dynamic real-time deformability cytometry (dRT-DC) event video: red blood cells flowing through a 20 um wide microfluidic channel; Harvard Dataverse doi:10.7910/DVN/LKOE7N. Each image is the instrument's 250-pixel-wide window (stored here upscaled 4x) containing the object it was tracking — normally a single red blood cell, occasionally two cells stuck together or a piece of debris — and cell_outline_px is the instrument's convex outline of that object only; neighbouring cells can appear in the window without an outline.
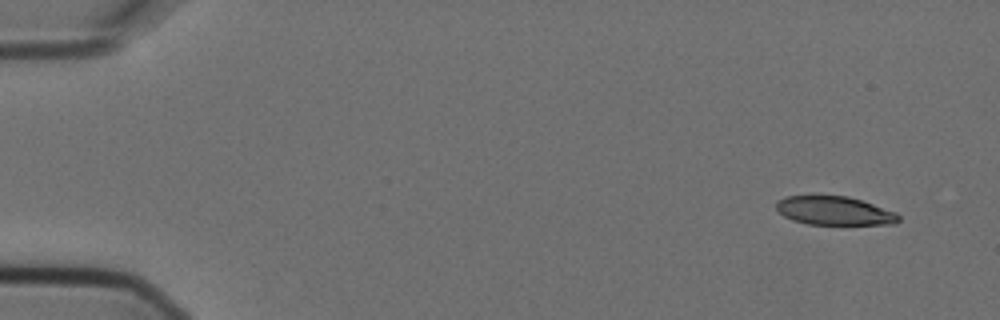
{"species": "Egyptian fruit bat (a non-hibernating species)", "species_latin": "Rousettus aegyptiacus", "temperature_condition": "cold", "stored_images_in_passage": 6, "camera_frame_rate_fps": 3000, "um_per_image_px": 0.085, "animal": {"sex": "female"}, "frame": {"image": 1, "passage_image": 1, "time_ms": 0.0, "image_size_px": [1000, 320], "cell_outline_px": [[900, 220], [896, 224], [808, 224], [792, 220], [784, 216], [776, 208], [776, 204], [784, 196], [812, 192], [848, 196], [896, 212], [900, 216]], "centroid_in_image_um": [70.86, 17.86], "position_along_channel_um": 14.1, "area_um2": 21.15}}
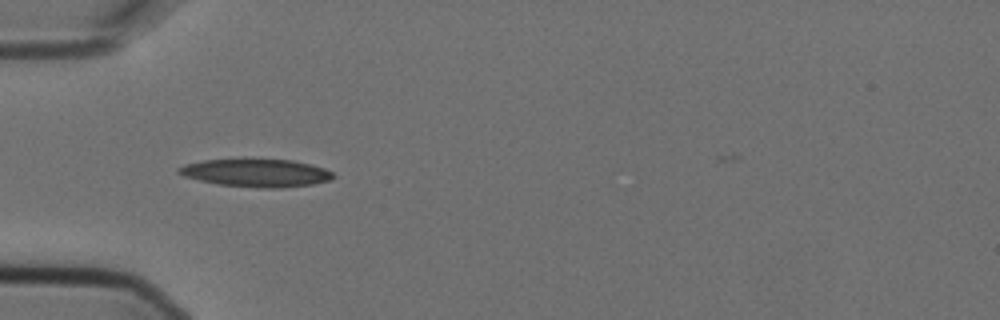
{"frame": {"image": 2, "passage_image": 5, "time_ms": 1.333, "image_size_px": [1000, 320], "cell_outline_px": [[336, 176], [332, 180], [312, 184], [280, 188], [260, 188], [216, 184], [184, 176], [176, 172], [176, 168], [184, 164], [204, 160], [292, 160], [324, 168], [332, 172]], "centroid_in_image_um": [21.77, 14.71], "position_along_channel_um": 63.2, "area_um2": 24.91}}
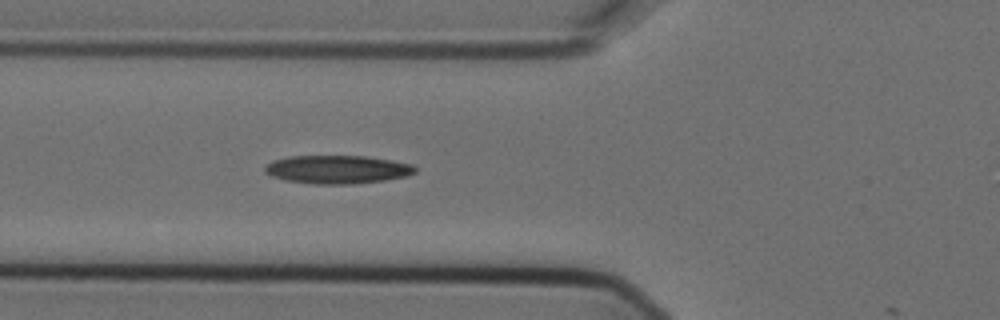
{"frame": {"image": 3, "passage_image": 6, "time_ms": 1.667, "image_size_px": [1000, 320], "cell_outline_px": [[416, 172], [408, 176], [384, 180], [352, 184], [316, 184], [284, 180], [272, 176], [264, 172], [264, 168], [272, 160], [288, 156], [364, 156], [392, 160], [412, 164], [416, 168]], "centroid_in_image_um": [28.67, 14.4], "position_along_channel_um": 97.1, "area_um2": 24.85}}